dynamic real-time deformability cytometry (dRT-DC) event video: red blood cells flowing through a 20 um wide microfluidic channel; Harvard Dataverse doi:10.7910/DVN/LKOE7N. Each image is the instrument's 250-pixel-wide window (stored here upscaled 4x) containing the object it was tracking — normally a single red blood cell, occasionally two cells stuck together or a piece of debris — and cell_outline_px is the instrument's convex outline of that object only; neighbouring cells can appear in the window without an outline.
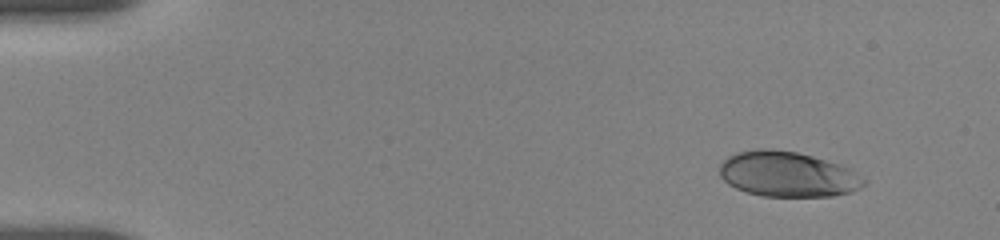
{"species": "human", "species_latin": "Homo sapiens", "temperature_condition": "room temperature", "stored_images_in_passage": 37, "camera_frame_rate_fps": 3000, "um_per_image_px": 0.085, "donor": {"sex": "female"}, "frame": {"image": 1, "passage_image": 1, "time_ms": 0.0, "image_size_px": [1000, 240], "cell_outline_px": [[868, 184], [852, 192], [832, 196], [760, 196], [736, 188], [728, 184], [720, 176], [720, 164], [728, 156], [736, 152], [760, 148], [764, 148], [796, 152], [812, 156], [840, 164], [848, 168], [868, 180]], "centroid_in_image_um": [66.97, 14.81], "position_along_channel_um": 18.0, "area_um2": 38.15}}
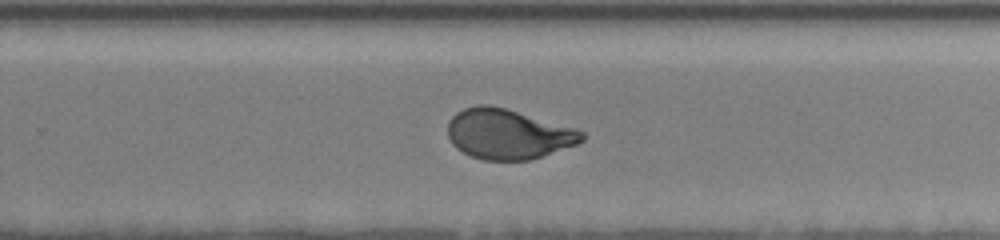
{"frame": {"image": 2, "passage_image": 20, "time_ms": 10.333, "image_size_px": [1000, 240], "cell_outline_px": [[584, 140], [576, 144], [528, 160], [484, 160], [472, 156], [456, 148], [452, 144], [448, 136], [448, 120], [456, 112], [464, 108], [476, 104], [488, 104], [508, 108], [576, 128], [584, 132]], "centroid_in_image_um": [43.16, 11.36], "position_along_channel_um": 286.6, "area_um2": 39.25}}
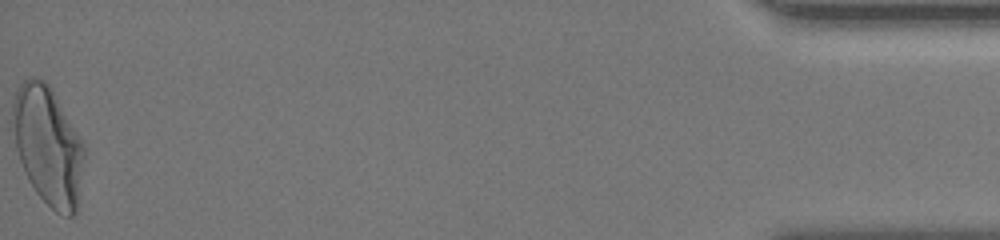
{"frame": {"image": 3, "passage_image": 37, "time_ms": 16.667, "image_size_px": [1000, 240], "cell_outline_px": [[84, 156], [76, 212], [72, 216], [68, 216], [56, 212], [36, 192], [28, 180], [20, 160], [16, 148], [12, 116], [12, 104], [16, 92], [20, 84], [24, 80], [32, 76], [44, 80], [52, 88], [84, 144]], "centroid_in_image_um": [4.07, 12.35], "position_along_channel_um": 431.1, "area_um2": 48.96}, "authors_computed_cell_mechanics": {"area_um2": 39.4774, "velocity_mm_per_s": 3.6551, "shape_relaxation_time_tau1_ms": 4.1748, "shape_relaxation_time_tau2_ms": null, "deformation_change_tau1": 0.1643, "deformation_change_tau2": null}}